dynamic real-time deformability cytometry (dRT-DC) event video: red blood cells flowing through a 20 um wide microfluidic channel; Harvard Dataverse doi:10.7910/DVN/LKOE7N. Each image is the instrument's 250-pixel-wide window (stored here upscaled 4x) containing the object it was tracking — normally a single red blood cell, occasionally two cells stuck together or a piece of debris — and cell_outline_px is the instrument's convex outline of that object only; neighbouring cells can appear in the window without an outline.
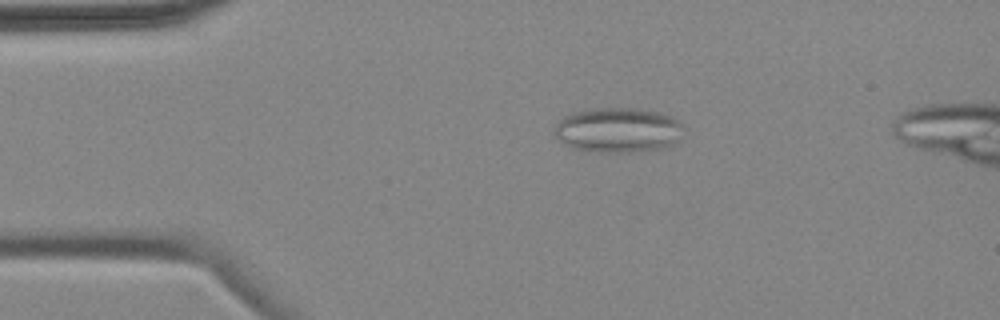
{"species": "common noctule bat (a hibernating species)", "species_latin": "Nyctalus noctula", "temperature_condition": "cold", "stored_images_in_passage": 8, "camera_frame_rate_fps": 3000, "um_per_image_px": 0.085, "animal": {"sex": "female", "body_mass_g": 18.4}, "frame": {"image": 1, "passage_image": 2, "time_ms": 1.333, "image_size_px": [1000, 320], "cell_outline_px": [[684, 128], [680, 140], [672, 144], [660, 148], [636, 152], [600, 152], [576, 148], [564, 144], [552, 132], [556, 124], [564, 116], [572, 112], [588, 108], [632, 108], [656, 112], [668, 116], [684, 124]], "centroid_in_image_um": [52.52, 11.05], "position_along_channel_um": 32.5, "area_um2": 33.81}}
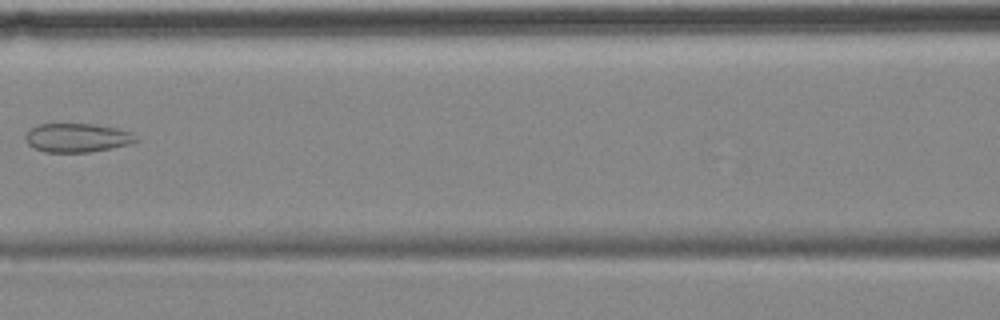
{"frame": {"image": 2, "passage_image": 6, "time_ms": 6.0, "image_size_px": [1000, 320], "cell_outline_px": [[140, 140], [128, 144], [112, 148], [88, 152], [44, 152], [28, 144], [24, 136], [36, 124], [92, 124], [116, 128], [132, 132]], "centroid_in_image_um": [6.57, 11.71], "position_along_channel_um": 160.0, "area_um2": 18.5}}
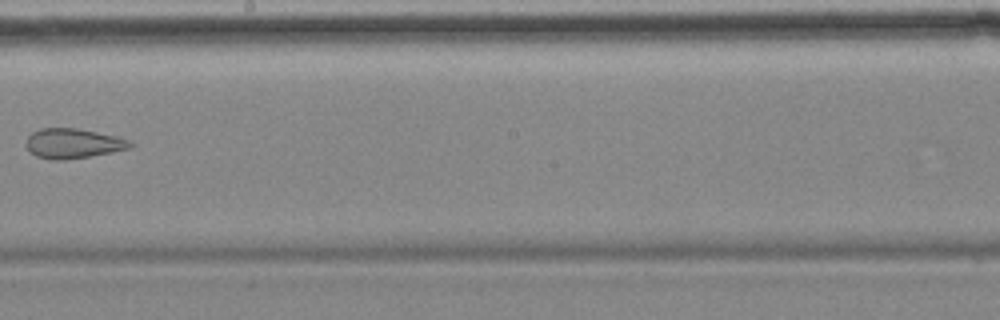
{"frame": {"image": 3, "passage_image": 8, "time_ms": 8.333, "image_size_px": [1000, 320], "cell_outline_px": [[136, 144], [132, 148], [112, 152], [64, 160], [52, 160], [36, 156], [28, 152], [24, 144], [28, 136], [32, 132], [40, 128], [76, 128], [116, 136], [128, 140]], "centroid_in_image_um": [6.18, 12.19], "position_along_channel_um": 242.0, "area_um2": 18.26}}